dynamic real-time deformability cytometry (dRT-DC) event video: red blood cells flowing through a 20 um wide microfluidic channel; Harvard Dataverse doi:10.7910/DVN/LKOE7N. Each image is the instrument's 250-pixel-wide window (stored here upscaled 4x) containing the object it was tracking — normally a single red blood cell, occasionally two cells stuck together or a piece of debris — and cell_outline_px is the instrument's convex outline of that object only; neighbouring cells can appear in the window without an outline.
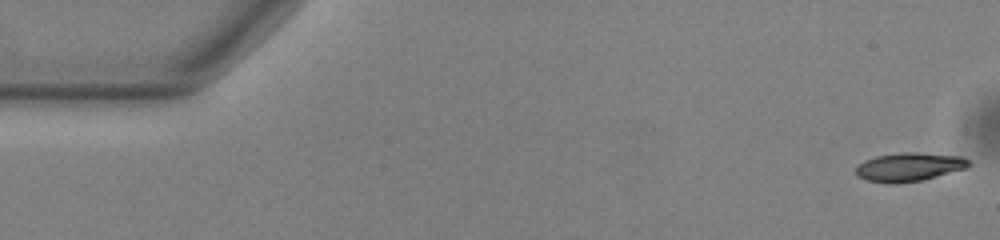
{"species": "common noctule bat (a hibernating species)", "species_latin": "Nyctalus noctula", "temperature_condition": "warm", "stored_images_in_passage": 53, "camera_frame_rate_fps": 3000, "um_per_image_px": 0.085, "animal": {"sex": "male", "body_mass_g": 13.0, "forearm_length_mm": 53.1}, "frame": {"image": 1, "passage_image": 1, "time_ms": 0.0, "image_size_px": [1000, 240], "cell_outline_px": [[972, 164], [964, 168], [936, 176], [920, 180], [896, 184], [888, 184], [868, 180], [856, 176], [856, 168], [864, 160], [876, 156], [900, 152], [916, 152], [964, 156]], "centroid_in_image_um": [77.26, 14.18], "position_along_channel_um": 7.7, "area_um2": 18.79}}
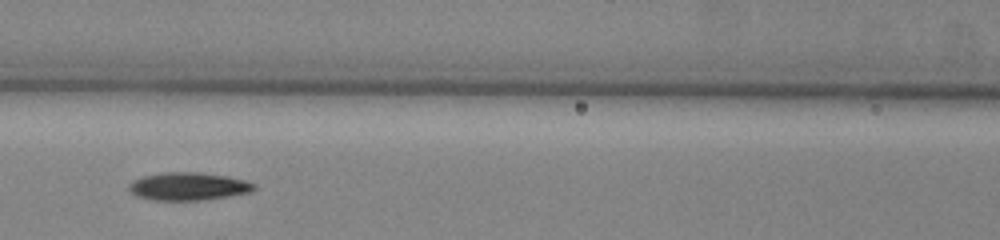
{"frame": {"image": 2, "passage_image": 23, "time_ms": 7.333, "image_size_px": [1000, 240], "cell_outline_px": [[256, 188], [248, 192], [228, 196], [204, 200], [152, 200], [136, 196], [128, 188], [128, 184], [132, 180], [144, 176], [164, 172], [200, 172], [228, 176], [244, 180], [256, 184]], "centroid_in_image_um": [15.99, 15.83], "position_along_channel_um": 150.6, "area_um2": 20.35}}
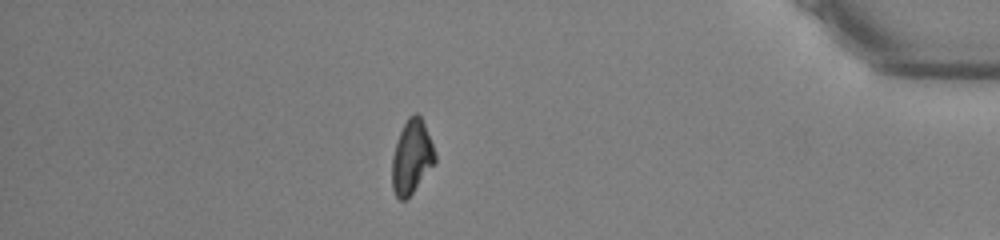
{"frame": {"image": 3, "passage_image": 46, "time_ms": 15.0, "image_size_px": [1000, 240], "cell_outline_px": [[436, 160], [412, 192], [404, 200], [400, 200], [396, 196], [392, 188], [392, 156], [400, 132], [408, 116], [416, 112], [420, 116], [424, 124], [436, 152]], "centroid_in_image_um": [34.98, 13.32], "position_along_channel_um": 400.2, "area_um2": 18.09}, "authors_computed_cell_mechanics": {"area_um2": 19.074, "velocity_mm_per_s": 3.8378, "shape_relaxation_time_tau1_ms": 4.2839, "shape_relaxation_time_tau2_ms": null, "deformation_change_tau1": 0.1473, "deformation_change_tau2": null}}